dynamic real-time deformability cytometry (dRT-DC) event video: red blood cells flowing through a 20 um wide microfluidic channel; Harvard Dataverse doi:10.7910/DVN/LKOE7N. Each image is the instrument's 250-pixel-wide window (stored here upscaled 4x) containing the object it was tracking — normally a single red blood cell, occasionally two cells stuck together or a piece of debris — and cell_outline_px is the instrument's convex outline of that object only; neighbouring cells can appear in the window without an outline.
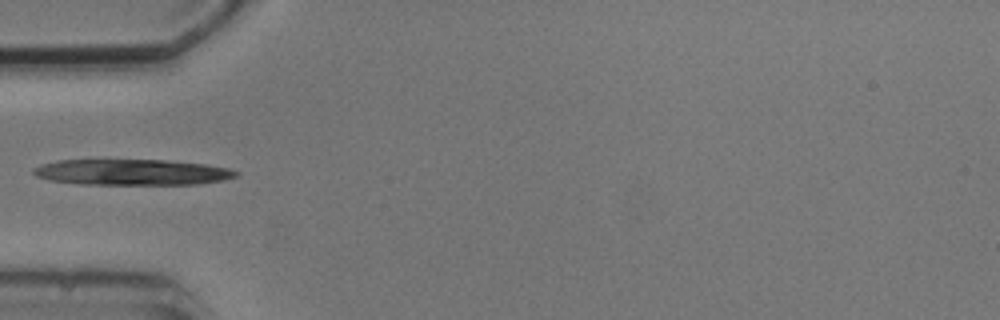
{"species": "common noctule bat (a hibernating species)", "species_latin": "Nyctalus noctula", "temperature_condition": "cold", "stored_images_in_passage": 2, "camera_frame_rate_fps": 3000, "um_per_image_px": 0.085, "animal": {"sex": "male", "body_mass_g": 20.5, "forearm_length_mm": 52.5}, "frame": {"image": 1, "passage_image": 1, "time_ms": 0.0, "image_size_px": [1000, 320], "cell_outline_px": [[240, 172], [236, 176], [224, 180], [196, 184], [80, 184], [48, 180], [36, 176], [32, 172], [32, 168], [40, 164], [56, 160], [164, 160], [204, 164], [228, 168]], "centroid_in_image_um": [11.17, 14.63], "position_along_channel_um": 73.8, "area_um2": 30.52}}